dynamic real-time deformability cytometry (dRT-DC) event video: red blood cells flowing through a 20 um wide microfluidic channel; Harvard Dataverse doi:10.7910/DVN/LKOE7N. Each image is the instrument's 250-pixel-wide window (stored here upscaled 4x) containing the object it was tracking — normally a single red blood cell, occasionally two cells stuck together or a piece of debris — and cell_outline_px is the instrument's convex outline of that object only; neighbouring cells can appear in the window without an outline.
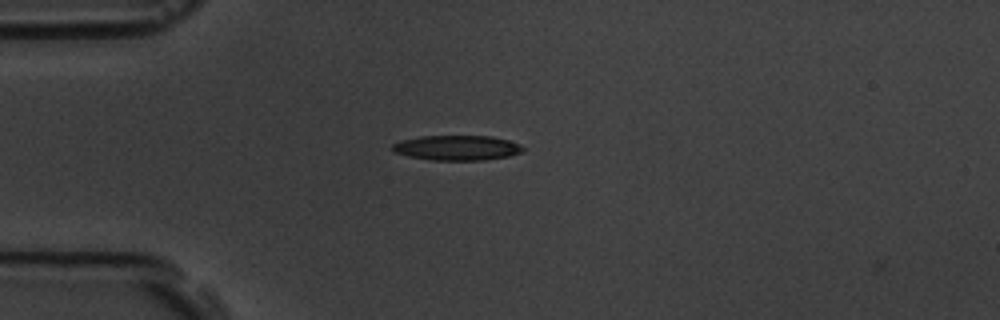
{"species": "common noctule bat (a hibernating species)", "species_latin": "Nyctalus noctula", "temperature_condition": "room temperature", "stored_images_in_passage": 42, "camera_frame_rate_fps": 3000, "um_per_image_px": 0.085, "animal": {"sex": "male", "body_mass_g": 19.5, "forearm_length_mm": 54.6}, "frame": {"image": 1, "passage_image": 1, "time_ms": 0.0, "image_size_px": [1000, 320], "cell_outline_px": [[524, 148], [520, 152], [508, 156], [484, 160], [432, 160], [408, 156], [392, 152], [392, 144], [400, 140], [420, 136], [492, 136], [508, 140], [520, 144]], "centroid_in_image_um": [38.8, 12.56], "position_along_channel_um": 46.2, "area_um2": 19.02}}
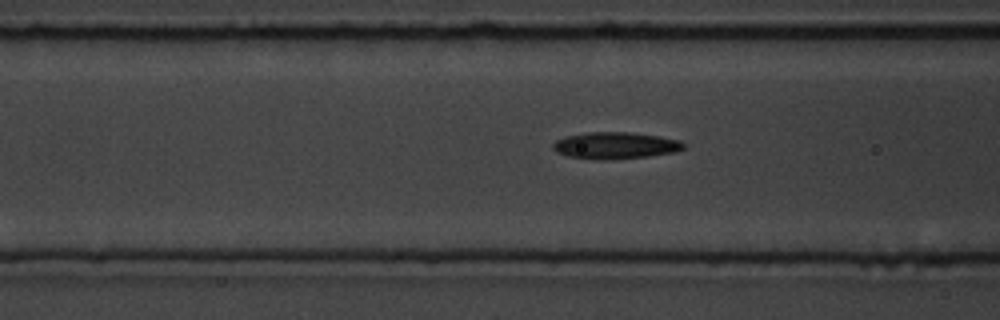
{"frame": {"image": 2, "passage_image": 8, "time_ms": 2.333, "image_size_px": [1000, 320], "cell_outline_px": [[684, 148], [676, 152], [648, 156], [568, 156], [556, 152], [552, 148], [552, 144], [556, 140], [564, 136], [588, 132], [628, 132], [660, 136], [680, 140], [684, 144]], "centroid_in_image_um": [52.33, 12.3], "position_along_channel_um": 114.3, "area_um2": 19.19}}
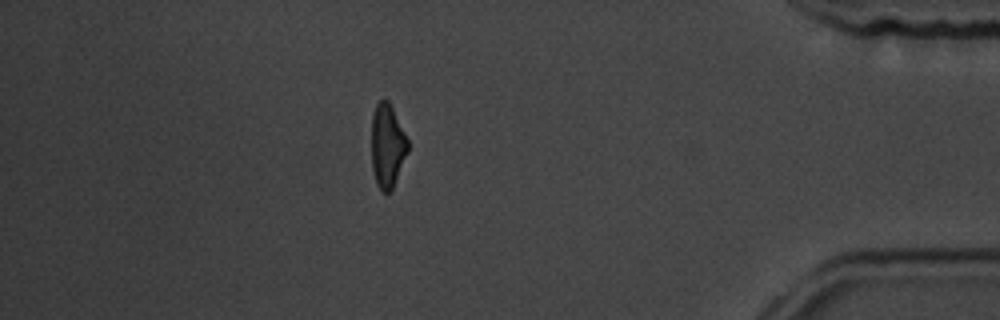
{"frame": {"image": 3, "passage_image": 35, "time_ms": 11.333, "image_size_px": [1000, 320], "cell_outline_px": [[408, 152], [392, 188], [388, 192], [384, 192], [376, 184], [372, 168], [372, 116], [376, 104], [380, 100], [388, 100], [408, 140]], "centroid_in_image_um": [32.91, 12.39], "position_along_channel_um": 402.3, "area_um2": 17.4}, "authors_computed_cell_mechanics": {"area_um2": 19.074, "velocity_mm_per_s": 3.6788, "shape_relaxation_time_tau1_ms": 4.8993, "shape_relaxation_time_tau2_ms": 5.711, "deformation_change_tau1": 0.1723, "deformation_change_tau2": 0.158}}